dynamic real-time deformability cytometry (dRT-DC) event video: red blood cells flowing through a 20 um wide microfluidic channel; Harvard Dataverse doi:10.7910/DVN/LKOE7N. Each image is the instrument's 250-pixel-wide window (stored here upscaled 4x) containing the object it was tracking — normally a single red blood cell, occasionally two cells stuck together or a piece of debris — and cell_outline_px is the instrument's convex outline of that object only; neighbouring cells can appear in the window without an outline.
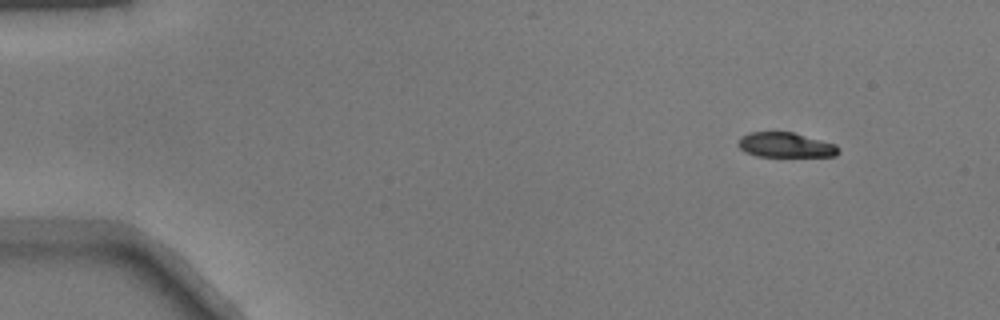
{"species": "common noctule bat (a hibernating species)", "species_latin": "Nyctalus noctula", "temperature_condition": "warm", "stored_images_in_passage": 50, "camera_frame_rate_fps": 3000, "um_per_image_px": 0.085, "animal": {"sex": "male", "body_mass_g": 17.9}, "frame": {"image": 1, "passage_image": 5, "time_ms": 1.333, "image_size_px": [1000, 320], "cell_outline_px": [[840, 152], [836, 156], [756, 156], [744, 152], [736, 144], [740, 136], [748, 132], [792, 132], [836, 144], [840, 148]], "centroid_in_image_um": [66.75, 12.32], "position_along_channel_um": 18.3, "area_um2": 14.68}}
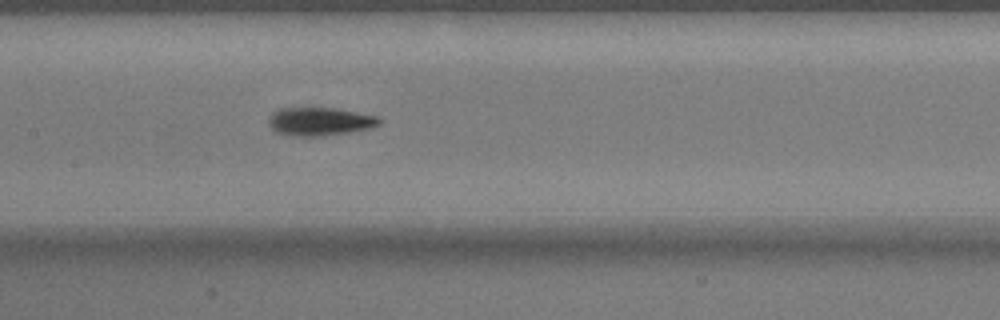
{"frame": {"image": 2, "passage_image": 25, "time_ms": 8.0, "image_size_px": [1000, 320], "cell_outline_px": [[380, 124], [372, 128], [352, 132], [324, 136], [292, 136], [276, 132], [268, 124], [268, 116], [272, 112], [280, 108], [336, 108], [376, 116], [380, 120]], "centroid_in_image_um": [27.16, 10.33], "position_along_channel_um": 180.2, "area_um2": 18.38}}
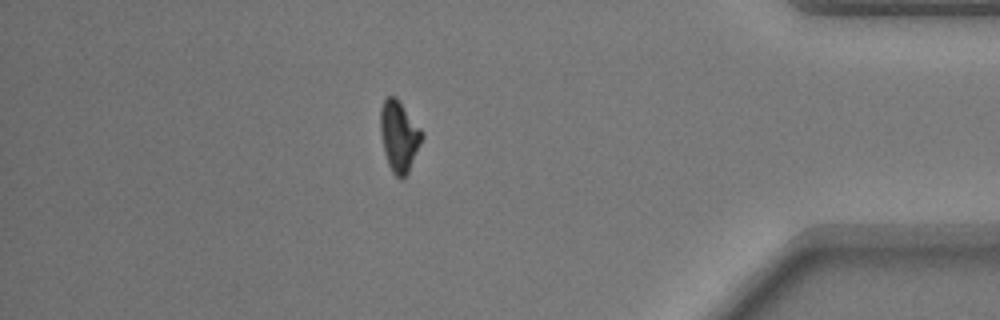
{"frame": {"image": 3, "passage_image": 44, "time_ms": 14.333, "image_size_px": [1000, 320], "cell_outline_px": [[424, 136], [408, 172], [400, 180], [392, 172], [388, 164], [384, 152], [380, 132], [380, 108], [384, 100], [388, 96], [396, 96], [424, 132]], "centroid_in_image_um": [33.92, 11.55], "position_along_channel_um": 401.3, "area_um2": 17.22}}